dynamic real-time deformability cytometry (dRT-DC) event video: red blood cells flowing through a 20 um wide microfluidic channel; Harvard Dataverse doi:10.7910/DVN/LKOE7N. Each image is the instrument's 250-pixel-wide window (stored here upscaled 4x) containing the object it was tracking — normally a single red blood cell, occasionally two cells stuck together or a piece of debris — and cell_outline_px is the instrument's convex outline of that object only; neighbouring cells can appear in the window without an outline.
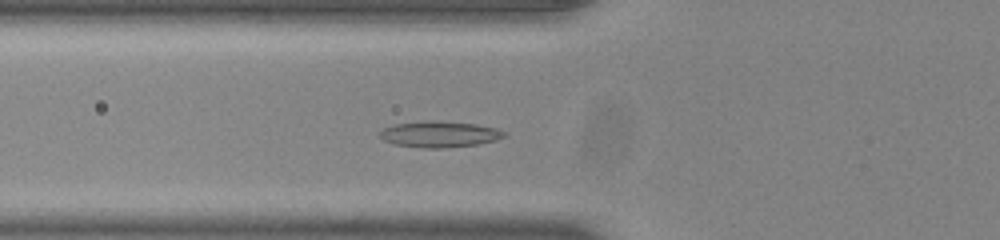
{"species": "common noctule bat (a hibernating species)", "species_latin": "Nyctalus noctula", "temperature_condition": "room temperature", "stored_images_in_passage": 48, "camera_frame_rate_fps": 3000, "um_per_image_px": 0.085, "animal": {"sex": "male", "body_mass_g": 20.0, "forearm_length_mm": 53.3}, "frame": {"image": 1, "passage_image": 15, "time_ms": 4.667, "image_size_px": [1000, 240], "cell_outline_px": [[508, 136], [496, 140], [476, 144], [440, 148], [424, 148], [396, 144], [384, 140], [380, 136], [380, 132], [384, 128], [396, 124], [428, 120], [436, 120], [476, 124], [496, 128], [508, 132]], "centroid_in_image_um": [37.42, 11.4], "position_along_channel_um": 88.4, "area_um2": 18.84}}
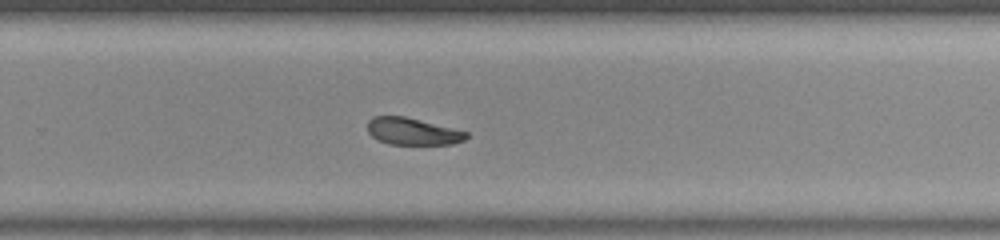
{"frame": {"image": 2, "passage_image": 31, "time_ms": 10.0, "image_size_px": [1000, 240], "cell_outline_px": [[468, 136], [464, 140], [452, 144], [388, 144], [372, 136], [368, 132], [368, 120], [372, 116], [404, 116], [468, 132]], "centroid_in_image_um": [35.05, 11.17], "position_along_channel_um": 294.7, "area_um2": 15.37}}
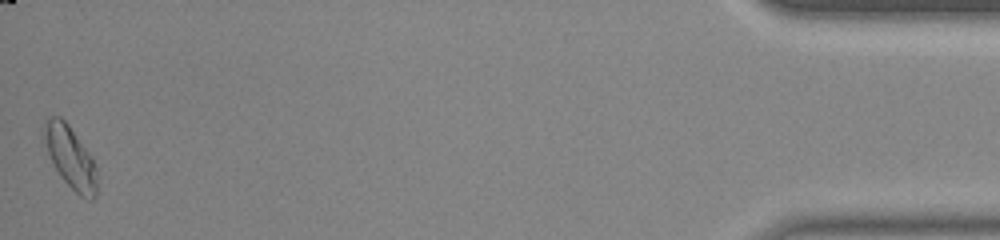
{"frame": {"image": 3, "passage_image": 48, "time_ms": 15.667, "image_size_px": [1000, 240], "cell_outline_px": [[96, 196], [92, 200], [88, 200], [80, 196], [60, 176], [48, 152], [44, 136], [44, 120], [48, 116], [60, 116], [68, 124], [92, 156], [96, 168]], "centroid_in_image_um": [6.0, 13.35], "position_along_channel_um": 429.2, "area_um2": 18.84}, "authors_computed_cell_mechanics": {"area_um2": 17.5712, "velocity_mm_per_s": 3.863, "shape_relaxation_time_tau1_ms": 2.9248, "shape_relaxation_time_tau2_ms": 5.7615, "deformation_change_tau1": 0.1031, "deformation_change_tau2": 0.1182}}